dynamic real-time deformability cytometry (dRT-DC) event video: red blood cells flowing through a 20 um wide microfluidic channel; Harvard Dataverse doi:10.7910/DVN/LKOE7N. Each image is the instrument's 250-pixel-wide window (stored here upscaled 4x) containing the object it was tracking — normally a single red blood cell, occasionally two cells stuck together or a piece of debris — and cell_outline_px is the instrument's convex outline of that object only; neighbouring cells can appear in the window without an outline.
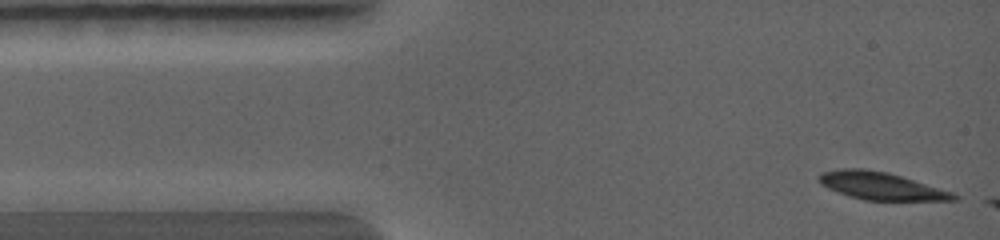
{"species": "common noctule bat (a hibernating species)", "species_latin": "Nyctalus noctula", "temperature_condition": "warm", "stored_images_in_passage": 15, "camera_frame_rate_fps": 5000, "um_per_image_px": 0.085, "animal": {"sex": "female", "body_mass_g": 19.0, "forearm_length_mm": 56.7}, "frame": {"image": 1, "passage_image": 1, "time_ms": 0.0, "image_size_px": [1000, 240], "cell_outline_px": [[956, 196], [952, 200], [868, 200], [852, 196], [840, 192], [824, 184], [820, 180], [820, 176], [828, 172], [880, 172], [896, 176]], "centroid_in_image_um": [74.89, 15.89], "position_along_channel_um": 10.1, "area_um2": 18.38}}
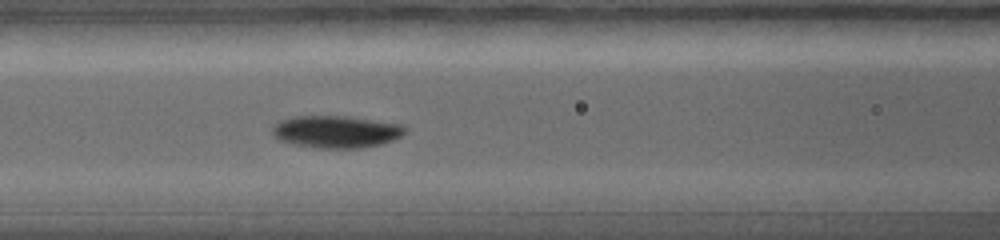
{"frame": {"image": 2, "passage_image": 10, "time_ms": 3.6, "image_size_px": [1000, 240], "cell_outline_px": [[404, 132], [400, 136], [392, 140], [380, 144], [364, 148], [312, 148], [292, 144], [276, 136], [276, 124], [284, 120], [296, 116], [340, 116], [396, 124], [404, 128]], "centroid_in_image_um": [28.58, 11.22], "position_along_channel_um": 138.0, "area_um2": 23.93}}
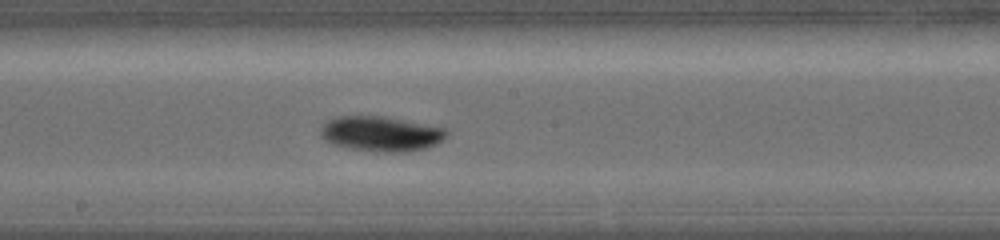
{"frame": {"image": 3, "passage_image": 15, "time_ms": 5.0, "image_size_px": [1000, 240], "cell_outline_px": [[444, 136], [440, 140], [424, 148], [408, 152], [376, 152], [352, 148], [332, 144], [324, 136], [324, 128], [332, 120], [340, 116], [376, 116], [440, 128], [444, 132]], "centroid_in_image_um": [32.36, 11.4], "position_along_channel_um": 215.8, "area_um2": 23.99}}